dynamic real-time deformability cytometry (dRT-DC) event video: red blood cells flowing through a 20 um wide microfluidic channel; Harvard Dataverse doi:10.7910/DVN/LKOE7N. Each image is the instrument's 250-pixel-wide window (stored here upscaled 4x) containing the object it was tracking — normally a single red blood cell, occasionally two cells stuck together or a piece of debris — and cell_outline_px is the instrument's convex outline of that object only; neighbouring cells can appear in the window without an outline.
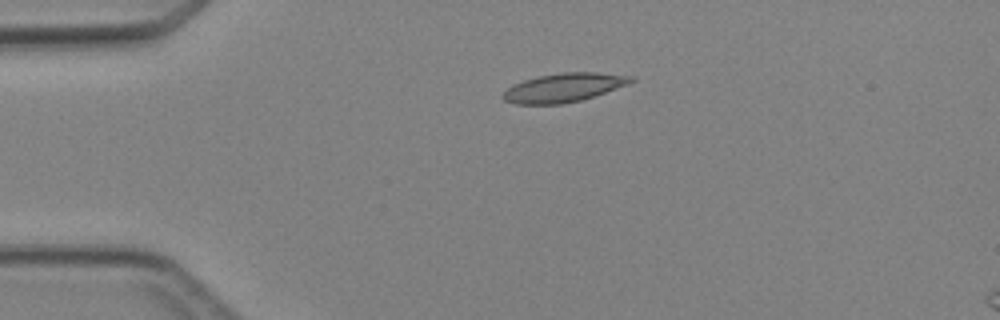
{"species": "Egyptian fruit bat (a non-hibernating species)", "species_latin": "Rousettus aegyptiacus", "temperature_condition": "cold", "stored_images_in_passage": 5, "camera_frame_rate_fps": 3000, "um_per_image_px": 0.085, "animal": {"sex": "female"}, "frame": {"image": 1, "passage_image": 4, "time_ms": 3.333, "image_size_px": [1000, 320], "cell_outline_px": [[636, 80], [628, 84], [580, 100], [560, 104], [516, 104], [504, 100], [500, 96], [512, 84], [536, 76], [560, 72], [600, 72], [632, 76]], "centroid_in_image_um": [47.89, 7.43], "position_along_channel_um": 37.1, "area_um2": 21.44}}